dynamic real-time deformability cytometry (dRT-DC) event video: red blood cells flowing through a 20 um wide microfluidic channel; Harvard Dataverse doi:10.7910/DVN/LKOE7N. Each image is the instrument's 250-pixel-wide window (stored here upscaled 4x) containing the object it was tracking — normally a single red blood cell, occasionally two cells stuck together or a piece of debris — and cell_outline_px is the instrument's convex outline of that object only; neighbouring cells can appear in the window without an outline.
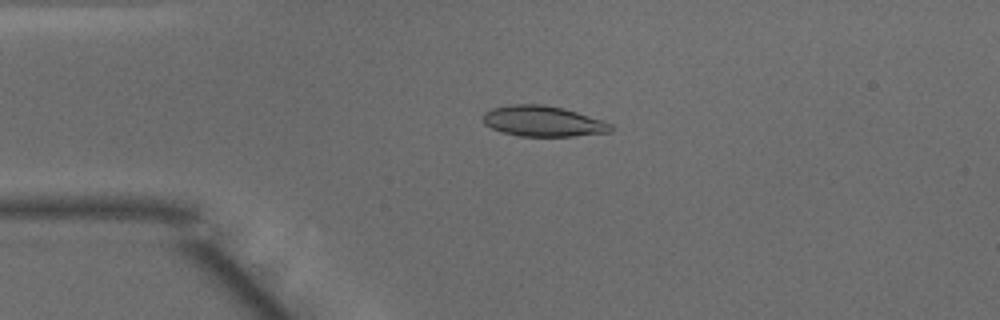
{"species": "common noctule bat (a hibernating species)", "species_latin": "Nyctalus noctula", "temperature_condition": "warm", "stored_images_in_passage": 49, "camera_frame_rate_fps": 3000, "um_per_image_px": 0.085, "animal": {"sex": "male", "body_mass_g": 15.6}, "frame": {"image": 1, "passage_image": 11, "time_ms": 3.333, "image_size_px": [1000, 320], "cell_outline_px": [[612, 132], [572, 136], [520, 136], [504, 132], [492, 128], [484, 124], [484, 112], [492, 108], [512, 104], [544, 104], [564, 108], [604, 120], [612, 124]], "centroid_in_image_um": [46.19, 10.29], "position_along_channel_um": 38.8, "area_um2": 22.83}}
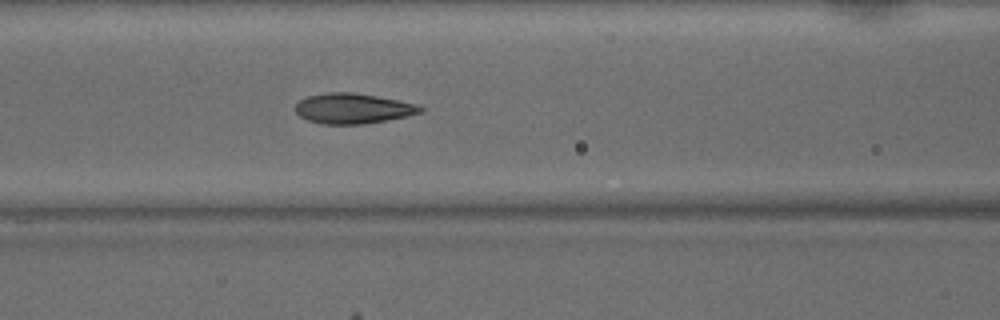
{"frame": {"image": 2, "passage_image": 20, "time_ms": 6.333, "image_size_px": [1000, 320], "cell_outline_px": [[424, 108], [420, 112], [408, 116], [364, 124], [320, 124], [308, 120], [300, 116], [296, 112], [296, 104], [300, 100], [308, 96], [328, 92], [352, 92], [376, 96], [416, 104]], "centroid_in_image_um": [29.98, 9.22], "position_along_channel_um": 136.6, "area_um2": 21.85}}
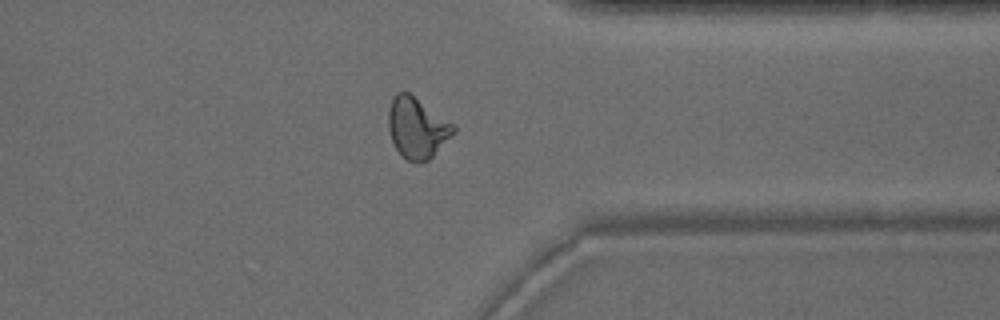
{"frame": {"image": 3, "passage_image": 38, "time_ms": 12.333, "image_size_px": [1000, 320], "cell_outline_px": [[456, 132], [428, 160], [408, 160], [396, 148], [392, 140], [388, 128], [388, 112], [392, 100], [396, 92], [408, 92], [456, 124]], "centroid_in_image_um": [35.48, 10.83], "position_along_channel_um": 375.9, "area_um2": 22.77}, "authors_computed_cell_mechanics": {"area_um2": 22.0796, "velocity_mm_per_s": 4.0822, "shape_relaxation_time_tau1_ms": 5.0359, "shape_relaxation_time_tau2_ms": 1.1291, "deformation_change_tau1": 0.1838, "deformation_change_tau2": 0.0703}}